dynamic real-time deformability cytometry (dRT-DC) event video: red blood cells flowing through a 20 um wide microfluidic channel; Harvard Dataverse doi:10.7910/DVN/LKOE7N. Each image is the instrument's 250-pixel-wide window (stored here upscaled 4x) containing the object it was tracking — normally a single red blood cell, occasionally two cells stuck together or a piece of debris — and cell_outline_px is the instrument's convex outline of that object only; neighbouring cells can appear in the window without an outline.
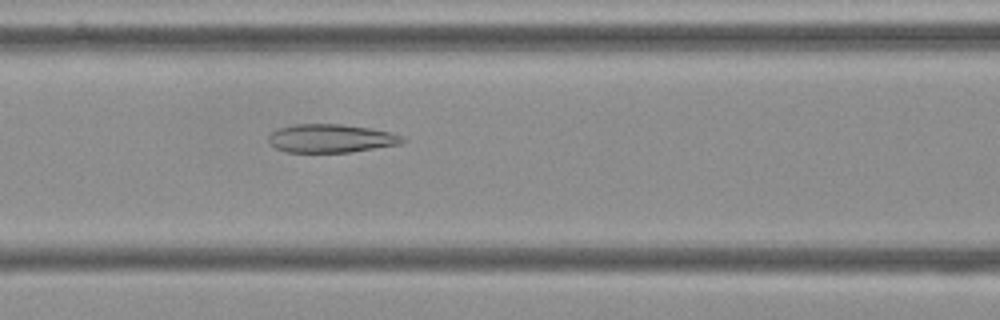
{"species": "Egyptian fruit bat (a non-hibernating species)", "species_latin": "Rousettus aegyptiacus", "temperature_condition": "cold", "stored_images_in_passage": 43, "camera_frame_rate_fps": 3000, "um_per_image_px": 0.085, "frame": {"image": 1, "passage_image": 11, "time_ms": 3.333, "image_size_px": [1000, 320], "cell_outline_px": [[408, 140], [400, 144], [352, 152], [284, 152], [276, 148], [268, 140], [268, 136], [276, 128], [296, 124], [344, 124], [392, 132], [404, 136]], "centroid_in_image_um": [28.16, 11.76], "position_along_channel_um": 138.4, "area_um2": 22.37}}
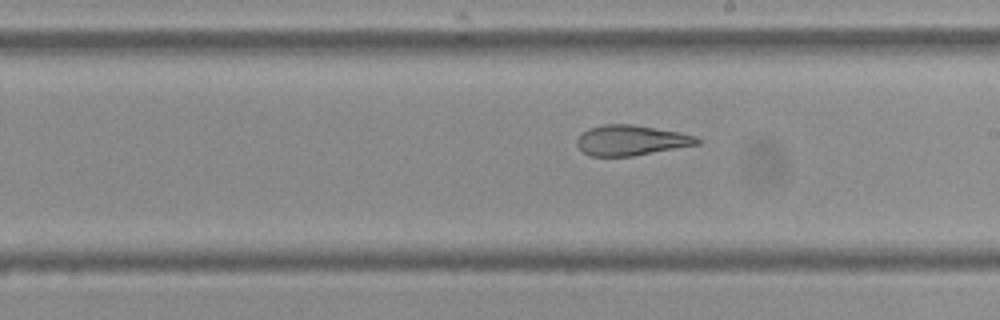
{"frame": {"image": 2, "passage_image": 19, "time_ms": 6.0, "image_size_px": [1000, 320], "cell_outline_px": [[704, 140], [700, 144], [632, 156], [592, 156], [584, 152], [576, 144], [576, 140], [588, 128], [604, 124], [632, 124], [680, 132], [696, 136]], "centroid_in_image_um": [53.69, 11.92], "position_along_channel_um": 235.3, "area_um2": 21.21}}
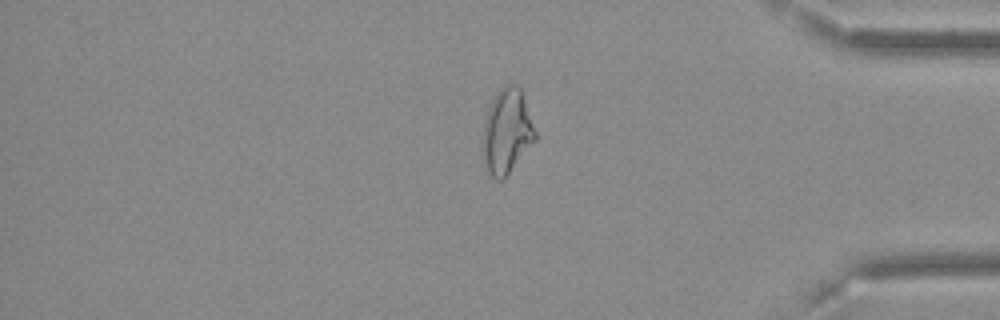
{"frame": {"image": 3, "passage_image": 34, "time_ms": 11.0, "image_size_px": [1000, 320], "cell_outline_px": [[536, 140], [504, 180], [496, 180], [488, 172], [484, 164], [484, 120], [488, 108], [496, 92], [504, 84], [516, 84], [520, 88], [536, 132]], "centroid_in_image_um": [43.09, 11.18], "position_along_channel_um": 392.1, "area_um2": 25.78}, "authors_computed_cell_mechanics": {"area_um2": 23.7558, "velocity_mm_per_s": 3.6371, "shape_relaxation_time_tau1_ms": null, "shape_relaxation_time_tau2_ms": 1.9263, "deformation_change_tau1": null, "deformation_change_tau2": 0.1035}}